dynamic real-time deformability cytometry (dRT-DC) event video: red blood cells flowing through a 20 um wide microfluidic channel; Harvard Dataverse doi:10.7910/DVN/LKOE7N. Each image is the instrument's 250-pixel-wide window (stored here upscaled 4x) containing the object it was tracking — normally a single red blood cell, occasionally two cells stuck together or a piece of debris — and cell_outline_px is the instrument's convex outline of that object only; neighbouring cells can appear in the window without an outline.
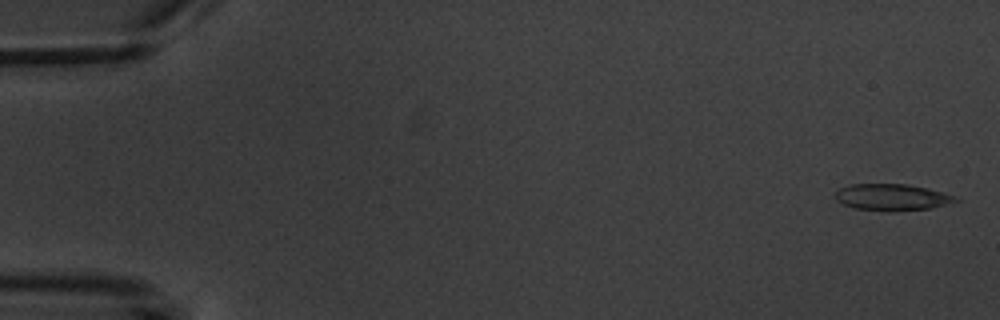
{"species": "common noctule bat (a hibernating species)", "species_latin": "Nyctalus noctula", "temperature_condition": "warm", "stored_images_in_passage": 7, "camera_frame_rate_fps": 3000, "um_per_image_px": 0.085, "animal": {"sex": "male", "body_mass_g": 20.1, "forearm_length_mm": 53.5}, "frame": {"image": 1, "passage_image": 1, "time_ms": 0.0, "image_size_px": [1000, 320], "cell_outline_px": [[960, 200], [932, 208], [892, 212], [888, 212], [856, 208], [844, 204], [836, 200], [836, 192], [840, 188], [852, 184], [904, 184], [928, 188], [952, 196]], "centroid_in_image_um": [75.8, 16.77], "position_along_channel_um": 9.2, "area_um2": 18.44}}
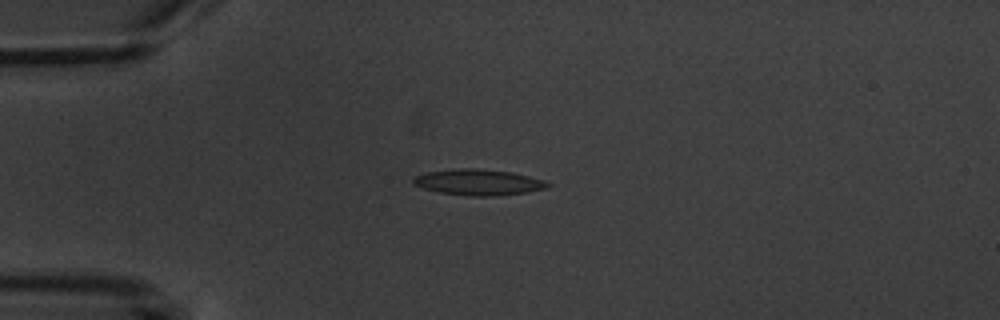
{"frame": {"image": 2, "passage_image": 5, "time_ms": 4.333, "image_size_px": [1000, 320], "cell_outline_px": [[552, 184], [548, 188], [528, 192], [492, 196], [472, 196], [440, 192], [424, 188], [416, 184], [412, 180], [416, 176], [428, 172], [460, 168], [476, 168], [512, 172], [544, 180]], "centroid_in_image_um": [40.74, 15.49], "position_along_channel_um": 44.3, "area_um2": 20.06}}